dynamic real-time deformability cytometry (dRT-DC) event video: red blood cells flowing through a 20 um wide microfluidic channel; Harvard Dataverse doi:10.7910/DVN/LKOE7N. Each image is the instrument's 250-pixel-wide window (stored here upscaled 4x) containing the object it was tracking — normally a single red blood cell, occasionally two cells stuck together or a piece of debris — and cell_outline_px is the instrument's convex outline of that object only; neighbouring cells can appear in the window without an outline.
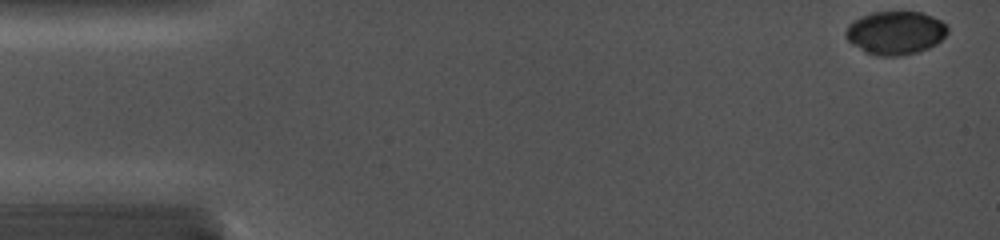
{"species": "common noctule bat (a hibernating species)", "species_latin": "Nyctalus noctula", "temperature_condition": "cold", "stored_images_in_passage": 51, "camera_frame_rate_fps": 5000, "um_per_image_px": 0.085, "animal": {"sex": "female", "body_mass_g": 19.0, "forearm_length_mm": 56.7}, "frame": {"image": 1, "passage_image": 1, "time_ms": 0.0, "image_size_px": [1000, 240], "cell_outline_px": [[948, 32], [936, 44], [928, 48], [916, 52], [900, 56], [880, 56], [864, 52], [852, 44], [844, 36], [844, 32], [848, 24], [852, 20], [860, 16], [872, 12], [920, 12], [932, 16], [948, 24]], "centroid_in_image_um": [76.08, 2.78], "position_along_channel_um": 8.9, "area_um2": 25.95}}
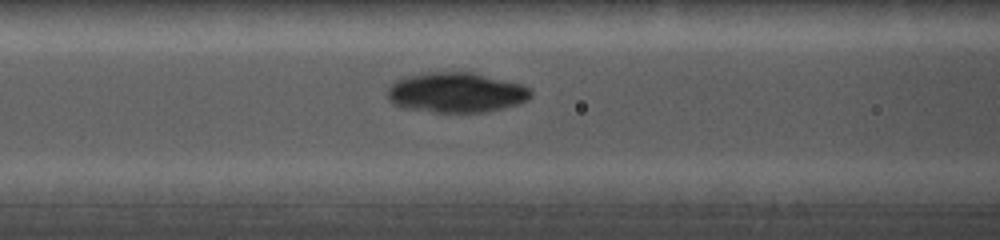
{"frame": {"image": 2, "passage_image": 26, "time_ms": 6.2, "image_size_px": [1000, 240], "cell_outline_px": [[532, 96], [528, 100], [520, 104], [504, 108], [484, 112], [432, 112], [404, 108], [392, 104], [388, 100], [388, 84], [404, 76], [428, 72], [476, 72], [524, 84], [532, 92]], "centroid_in_image_um": [38.78, 7.85], "position_along_channel_um": 127.8, "area_um2": 34.16}}
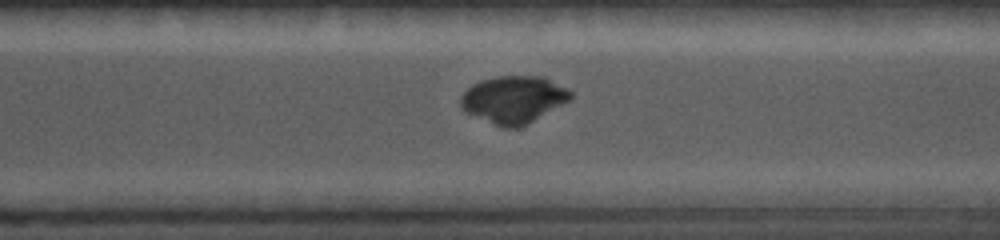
{"frame": {"image": 3, "passage_image": 47, "time_ms": 11.2, "image_size_px": [1000, 240], "cell_outline_px": [[572, 96], [568, 100], [532, 120], [516, 128], [504, 128], [468, 112], [460, 108], [460, 96], [472, 84], [480, 80], [496, 76], [540, 76], [568, 88], [572, 92]], "centroid_in_image_um": [43.61, 8.42], "position_along_channel_um": 327.0, "area_um2": 29.54}}